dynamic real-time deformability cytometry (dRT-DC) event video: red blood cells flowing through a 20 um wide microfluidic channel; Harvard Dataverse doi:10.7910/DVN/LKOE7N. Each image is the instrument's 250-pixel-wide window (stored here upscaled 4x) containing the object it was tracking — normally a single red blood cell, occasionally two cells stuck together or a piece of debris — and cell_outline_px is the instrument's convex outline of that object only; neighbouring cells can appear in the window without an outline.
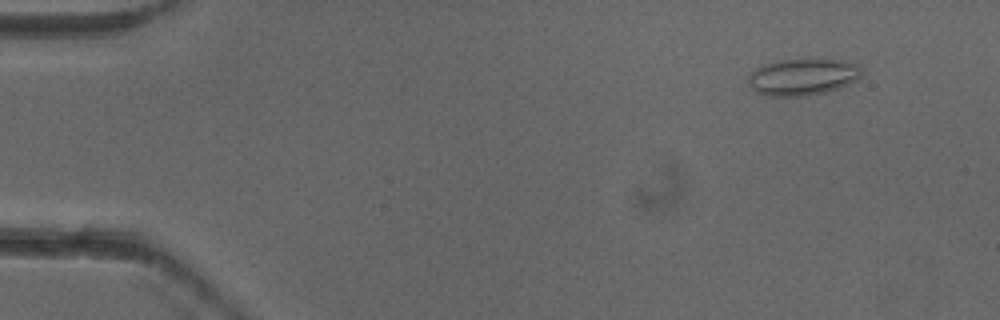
{"species": "common noctule bat (a hibernating species)", "species_latin": "Nyctalus noctula", "temperature_condition": "cold", "stored_images_in_passage": 6, "camera_frame_rate_fps": 3000, "um_per_image_px": 0.085, "animal": {"sex": "female"}, "frame": {"image": 1, "passage_image": 2, "time_ms": 0.333, "image_size_px": [1000, 320], "cell_outline_px": [[860, 76], [856, 80], [840, 88], [824, 92], [804, 96], [768, 96], [756, 92], [748, 84], [748, 72], [764, 64], [776, 60], [836, 60], [856, 64], [860, 68]], "centroid_in_image_um": [68.15, 6.55], "position_along_channel_um": 16.8, "area_um2": 24.04}}
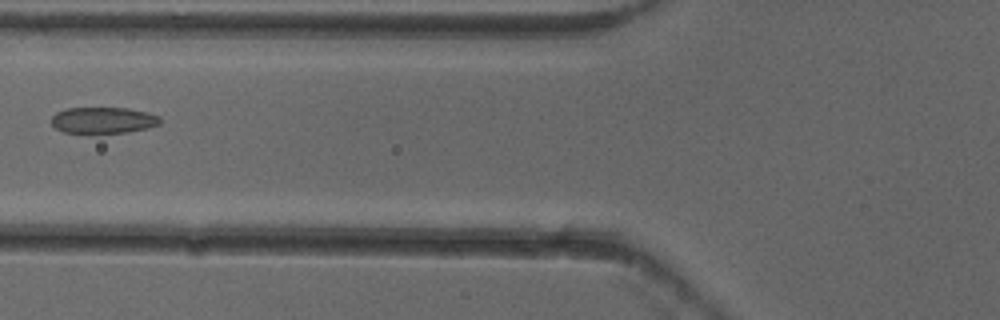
{"frame": {"image": 2, "passage_image": 6, "time_ms": 1.667, "image_size_px": [1000, 320], "cell_outline_px": [[160, 124], [148, 128], [128, 132], [64, 132], [56, 128], [52, 124], [52, 116], [56, 112], [64, 108], [128, 108], [148, 112], [160, 116]], "centroid_in_image_um": [8.79, 10.2], "position_along_channel_um": 117.0, "area_um2": 16.53}}